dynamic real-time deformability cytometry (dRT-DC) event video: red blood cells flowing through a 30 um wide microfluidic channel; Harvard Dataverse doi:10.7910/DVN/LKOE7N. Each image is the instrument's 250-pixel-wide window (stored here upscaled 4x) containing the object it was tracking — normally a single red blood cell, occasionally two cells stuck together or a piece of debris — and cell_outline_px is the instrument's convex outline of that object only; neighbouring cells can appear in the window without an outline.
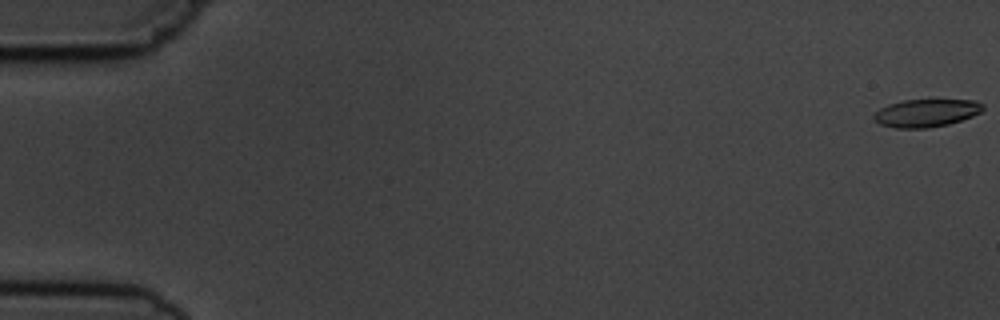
{"species": "common noctule bat (a hibernating species)", "species_latin": "Nyctalus noctula", "temperature_condition": "cold", "stored_images_in_passage": 9, "camera_frame_rate_fps": 3000, "um_per_image_px": 0.085, "animal": {"sex": "male", "body_mass_g": 19.5, "forearm_length_mm": 54.6}, "frame": {"image": 1, "passage_image": 1, "time_ms": 0.0, "image_size_px": [1000, 320], "cell_outline_px": [[984, 108], [980, 112], [972, 116], [948, 124], [928, 128], [896, 128], [880, 124], [872, 120], [872, 116], [880, 108], [888, 104], [904, 100], [976, 100], [984, 104]], "centroid_in_image_um": [78.7, 9.6], "position_along_channel_um": 6.3, "area_um2": 17.69}}
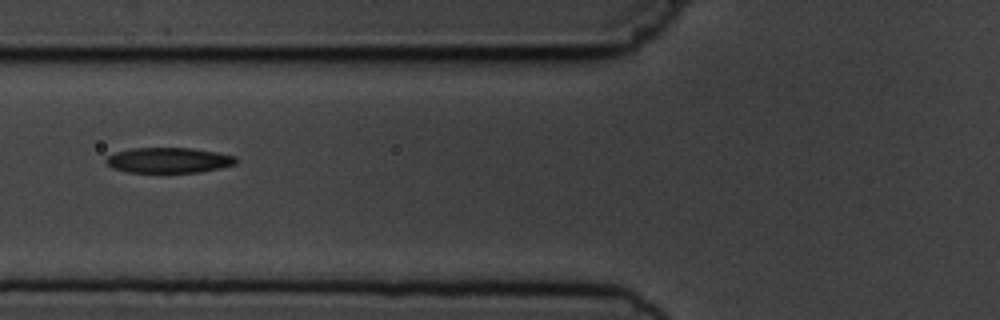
{"frame": {"image": 2, "passage_image": 7, "time_ms": 7.0, "image_size_px": [1000, 320], "cell_outline_px": [[236, 164], [220, 168], [196, 172], [128, 172], [112, 168], [104, 160], [108, 156], [116, 152], [132, 148], [192, 148], [216, 152], [236, 156]], "centroid_in_image_um": [14.33, 13.61], "position_along_channel_um": 111.5, "area_um2": 19.07}}
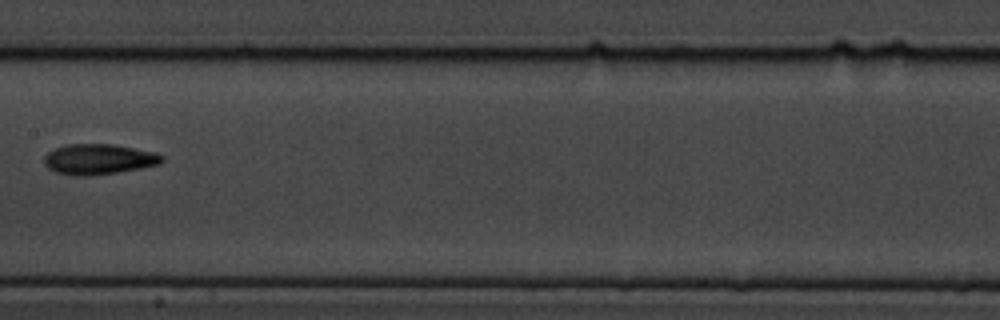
{"frame": {"image": 3, "passage_image": 9, "time_ms": 9.333, "image_size_px": [1000, 320], "cell_outline_px": [[164, 160], [160, 164], [140, 168], [116, 172], [88, 176], [76, 176], [56, 172], [48, 168], [44, 164], [44, 156], [48, 152], [56, 148], [68, 144], [112, 144], [156, 152], [164, 156]], "centroid_in_image_um": [8.4, 13.53], "position_along_channel_um": 199.0, "area_um2": 20.87}}